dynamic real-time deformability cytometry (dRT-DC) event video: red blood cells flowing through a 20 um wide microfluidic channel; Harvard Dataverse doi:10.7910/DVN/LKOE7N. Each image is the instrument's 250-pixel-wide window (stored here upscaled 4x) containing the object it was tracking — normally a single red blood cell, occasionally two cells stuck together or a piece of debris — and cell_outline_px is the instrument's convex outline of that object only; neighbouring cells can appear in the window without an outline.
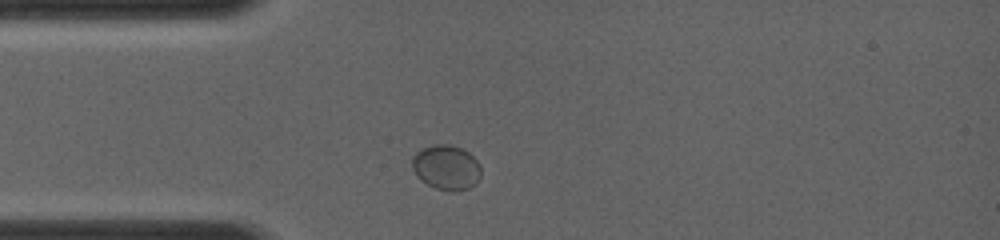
{"species": "common noctule bat (a hibernating species)", "species_latin": "Nyctalus noctula", "temperature_condition": "room temperature", "stored_images_in_passage": 23, "camera_frame_rate_fps": 4000, "um_per_image_px": 0.085, "animal": {"sex": "female", "body_mass_g": 19.0, "forearm_length_mm": 56.7}, "frame": {"image": 1, "passage_image": 1, "time_ms": 0.0, "image_size_px": [1000, 240], "cell_outline_px": [[480, 176], [476, 184], [468, 188], [456, 192], [452, 192], [436, 188], [428, 184], [412, 168], [412, 156], [416, 152], [432, 144], [448, 144], [460, 148], [468, 152], [480, 164]], "centroid_in_image_um": [37.96, 14.22], "position_along_channel_um": 47.0, "area_um2": 17.8}}
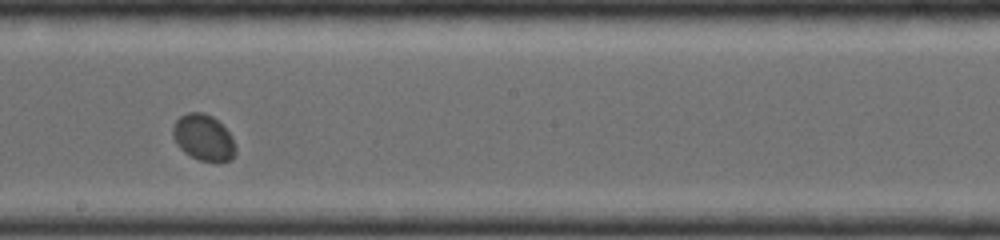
{"frame": {"image": 2, "passage_image": 10, "time_ms": 4.25, "image_size_px": [1000, 240], "cell_outline_px": [[236, 156], [232, 160], [216, 164], [200, 160], [184, 152], [176, 144], [172, 136], [172, 128], [176, 120], [180, 116], [188, 112], [204, 112], [212, 116], [232, 136], [236, 148]], "centroid_in_image_um": [17.31, 11.73], "position_along_channel_um": 230.9, "area_um2": 17.22}}
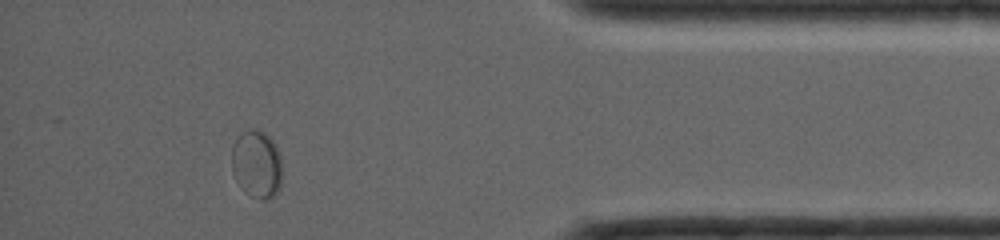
{"frame": {"image": 3, "passage_image": 20, "time_ms": 8.75, "image_size_px": [1000, 240], "cell_outline_px": [[280, 184], [276, 192], [272, 196], [264, 200], [260, 200], [244, 192], [240, 188], [232, 172], [232, 144], [240, 132], [260, 132], [268, 136], [276, 144], [280, 152]], "centroid_in_image_um": [21.79, 13.99], "position_along_channel_um": 413.4, "area_um2": 19.65}}